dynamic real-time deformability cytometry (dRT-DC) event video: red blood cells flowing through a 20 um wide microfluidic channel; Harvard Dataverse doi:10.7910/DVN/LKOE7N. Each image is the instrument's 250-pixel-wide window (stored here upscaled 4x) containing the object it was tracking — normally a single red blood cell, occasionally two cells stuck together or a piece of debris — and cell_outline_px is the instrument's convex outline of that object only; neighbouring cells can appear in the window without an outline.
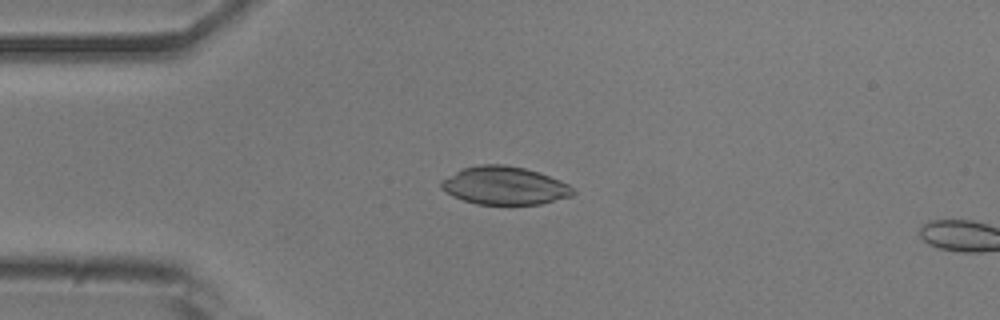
{"species": "common noctule bat (a hibernating species)", "species_latin": "Nyctalus noctula", "temperature_condition": "room temperature", "stored_images_in_passage": 13, "camera_frame_rate_fps": 3000, "um_per_image_px": 0.085, "animal": {"sex": "male", "body_mass_g": 20.5, "forearm_length_mm": 52.5}, "frame": {"image": 1, "passage_image": 11, "time_ms": 3.333, "image_size_px": [1000, 320], "cell_outline_px": [[576, 192], [572, 196], [540, 204], [476, 204], [452, 196], [440, 188], [440, 180], [460, 168], [480, 164], [504, 164], [524, 168], [540, 172], [560, 180], [568, 184]], "centroid_in_image_um": [42.85, 15.76], "position_along_channel_um": 42.1, "area_um2": 29.48}}